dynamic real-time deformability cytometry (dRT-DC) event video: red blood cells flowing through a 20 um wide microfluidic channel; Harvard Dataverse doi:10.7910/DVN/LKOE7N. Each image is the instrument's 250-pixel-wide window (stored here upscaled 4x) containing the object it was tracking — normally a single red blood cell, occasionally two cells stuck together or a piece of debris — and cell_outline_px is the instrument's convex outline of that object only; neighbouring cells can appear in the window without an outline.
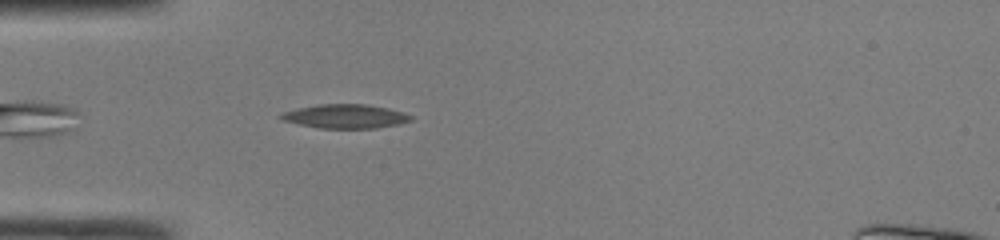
{"species": "common noctule bat (a hibernating species)", "species_latin": "Nyctalus noctula", "temperature_condition": "room temperature", "stored_images_in_passage": 21, "camera_frame_rate_fps": 3000, "um_per_image_px": 0.085, "animal": {"sex": "male", "body_mass_g": 19.0, "forearm_length_mm": 50.8}, "frame": {"image": 1, "passage_image": 3, "time_ms": 0.667, "image_size_px": [1000, 240], "cell_outline_px": [[412, 120], [396, 124], [376, 128], [320, 128], [300, 124], [284, 120], [276, 116], [280, 112], [320, 104], [364, 104], [388, 108], [412, 116]], "centroid_in_image_um": [29.31, 9.88], "position_along_channel_um": 55.7, "area_um2": 17.86}}
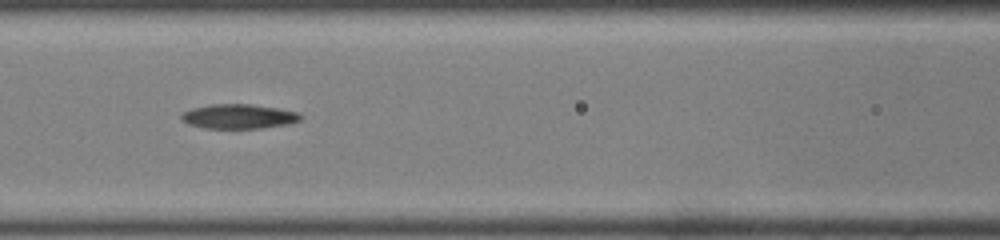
{"frame": {"image": 2, "passage_image": 10, "time_ms": 3.0, "image_size_px": [1000, 240], "cell_outline_px": [[300, 120], [288, 124], [260, 128], [204, 128], [188, 124], [180, 116], [184, 112], [192, 108], [212, 104], [252, 104], [280, 108], [300, 112]], "centroid_in_image_um": [20.32, 9.89], "position_along_channel_um": 146.3, "area_um2": 16.99}}
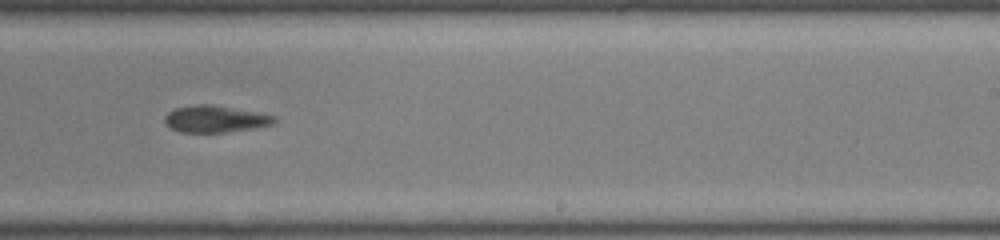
{"frame": {"image": 3, "passage_image": 19, "time_ms": 6.0, "image_size_px": [1000, 240], "cell_outline_px": [[276, 120], [272, 124], [252, 128], [224, 132], [180, 132], [172, 128], [164, 120], [164, 116], [168, 112], [176, 108], [196, 104], [212, 104], [256, 112], [276, 116]], "centroid_in_image_um": [18.28, 10.1], "position_along_channel_um": 270.7, "area_um2": 16.88}}